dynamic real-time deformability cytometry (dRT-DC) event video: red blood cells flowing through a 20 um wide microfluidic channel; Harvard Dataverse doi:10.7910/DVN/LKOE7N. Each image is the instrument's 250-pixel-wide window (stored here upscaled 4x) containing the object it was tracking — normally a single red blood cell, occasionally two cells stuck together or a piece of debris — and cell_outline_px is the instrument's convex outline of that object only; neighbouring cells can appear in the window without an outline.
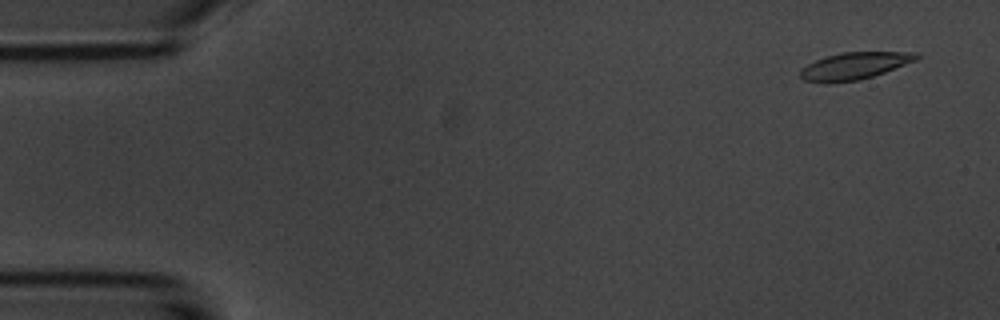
{"species": "common noctule bat (a hibernating species)", "species_latin": "Nyctalus noctula", "temperature_condition": "room temperature", "stored_images_in_passage": 54, "camera_frame_rate_fps": 3000, "um_per_image_px": 0.085, "animal": {"sex": "male", "body_mass_g": 20.1, "forearm_length_mm": 53.5}, "frame": {"image": 1, "passage_image": 3, "time_ms": 0.667, "image_size_px": [1000, 320], "cell_outline_px": [[920, 56], [916, 60], [884, 72], [872, 76], [856, 80], [828, 84], [804, 80], [800, 76], [800, 72], [808, 64], [816, 60], [840, 52], [920, 52]], "centroid_in_image_um": [72.63, 5.6], "position_along_channel_um": 12.4, "area_um2": 18.15}}
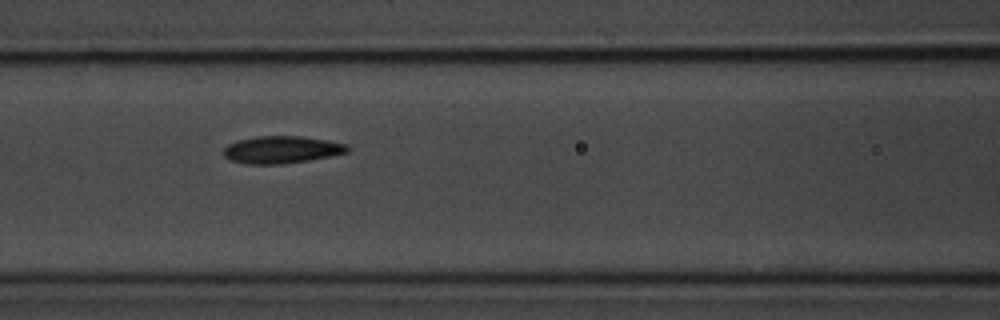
{"frame": {"image": 2, "passage_image": 23, "time_ms": 7.333, "image_size_px": [1000, 320], "cell_outline_px": [[348, 152], [308, 160], [284, 164], [244, 164], [232, 160], [224, 156], [224, 148], [228, 144], [236, 140], [256, 136], [300, 136], [348, 144]], "centroid_in_image_um": [23.89, 12.72], "position_along_channel_um": 142.7, "area_um2": 19.59}}
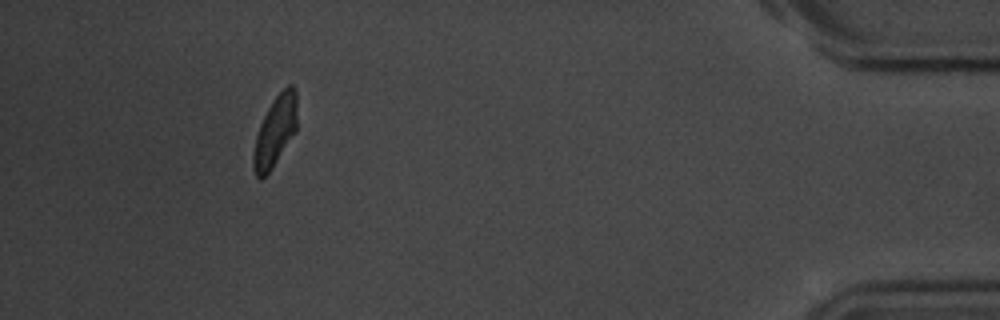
{"frame": {"image": 3, "passage_image": 50, "time_ms": 16.333, "image_size_px": [1000, 320], "cell_outline_px": [[296, 132], [272, 168], [260, 180], [256, 176], [252, 168], [252, 152], [256, 136], [260, 124], [268, 108], [276, 96], [288, 84], [292, 84], [296, 92]], "centroid_in_image_um": [23.37, 11.19], "position_along_channel_um": 411.8, "area_um2": 17.92}, "authors_computed_cell_mechanics": {"area_um2": 19.0451, "velocity_mm_per_s": 3.6691, "shape_relaxation_time_tau1_ms": 3.4093, "shape_relaxation_time_tau2_ms": 2.8357, "deformation_change_tau1": 0.1319, "deformation_change_tau2": 0.0874}}